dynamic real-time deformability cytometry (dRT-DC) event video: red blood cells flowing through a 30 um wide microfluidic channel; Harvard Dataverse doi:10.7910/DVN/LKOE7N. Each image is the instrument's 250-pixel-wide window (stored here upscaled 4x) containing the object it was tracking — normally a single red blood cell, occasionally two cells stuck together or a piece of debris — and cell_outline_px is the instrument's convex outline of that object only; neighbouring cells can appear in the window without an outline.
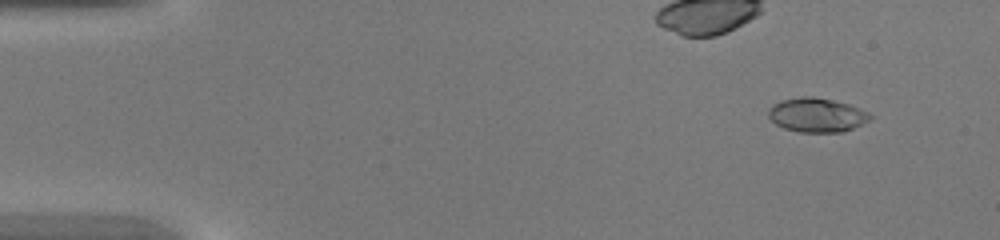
{"species": "common noctule bat (a hibernating species)", "species_latin": "Nyctalus noctula", "temperature_condition": "warm", "stored_images_in_passage": 10, "camera_frame_rate_fps": 3000, "um_per_image_px": 0.085, "animal": {"sex": "female", "body_mass_g": 20.0, "forearm_length_mm": 54.0}, "frame": {"image": 1, "passage_image": 4, "time_ms": 1.0, "image_size_px": [1000, 240], "cell_outline_px": [[872, 116], [868, 120], [844, 132], [800, 132], [784, 128], [776, 124], [768, 116], [768, 108], [772, 104], [780, 100], [800, 96], [812, 96], [832, 100], [848, 104], [860, 108], [868, 112]], "centroid_in_image_um": [69.38, 9.76], "position_along_channel_um": 15.6, "area_um2": 20.23}}